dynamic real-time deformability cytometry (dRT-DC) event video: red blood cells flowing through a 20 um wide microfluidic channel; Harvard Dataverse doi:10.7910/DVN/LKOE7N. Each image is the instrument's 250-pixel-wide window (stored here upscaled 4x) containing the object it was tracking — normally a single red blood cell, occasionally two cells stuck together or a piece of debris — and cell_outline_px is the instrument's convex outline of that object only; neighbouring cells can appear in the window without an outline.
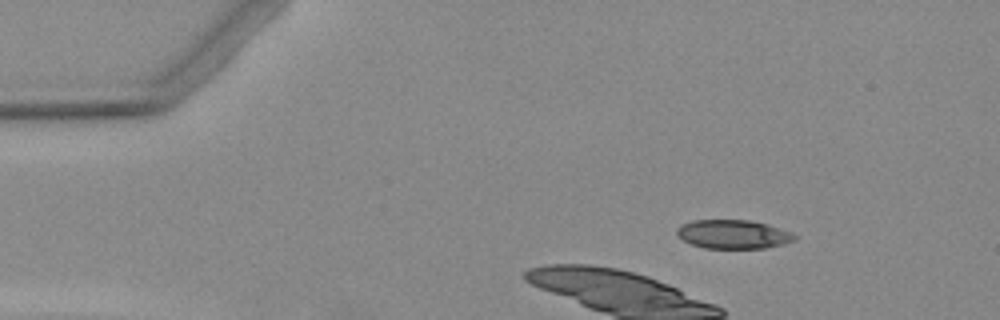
{"species": "Egyptian fruit bat (a non-hibernating species)", "species_latin": "Rousettus aegyptiacus", "temperature_condition": "warm", "stored_images_in_passage": 3, "camera_frame_rate_fps": 3000, "um_per_image_px": 0.085, "animal": {"sex": "female"}, "frame": {"image": 1, "passage_image": 1, "time_ms": 0.0, "image_size_px": [1000, 320], "cell_outline_px": [[796, 240], [784, 244], [764, 248], [704, 248], [692, 244], [684, 240], [676, 232], [676, 228], [680, 224], [692, 220], [748, 220], [768, 224], [792, 232], [796, 236]], "centroid_in_image_um": [62.33, 19.9], "position_along_channel_um": 22.7, "area_um2": 19.83}}